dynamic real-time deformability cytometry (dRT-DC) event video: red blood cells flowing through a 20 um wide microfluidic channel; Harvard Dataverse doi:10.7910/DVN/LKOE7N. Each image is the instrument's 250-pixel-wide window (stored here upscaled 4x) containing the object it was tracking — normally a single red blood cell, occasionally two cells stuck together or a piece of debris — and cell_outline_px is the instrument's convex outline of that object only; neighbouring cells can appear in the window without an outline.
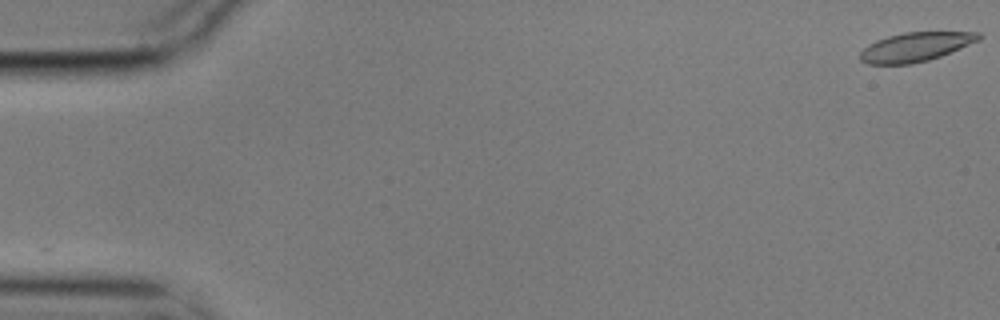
{"species": "common noctule bat (a hibernating species)", "species_latin": "Nyctalus noctula", "temperature_condition": "cold", "stored_images_in_passage": 3, "camera_frame_rate_fps": 3000, "um_per_image_px": 0.085, "animal": {"sex": "male", "body_mass_g": 17.9}, "frame": {"image": 1, "passage_image": 1, "time_ms": 0.0, "image_size_px": [1000, 320], "cell_outline_px": [[984, 36], [980, 40], [940, 56], [928, 60], [912, 64], [868, 64], [860, 60], [860, 52], [868, 44], [876, 40], [888, 36], [904, 32], [980, 32]], "centroid_in_image_um": [77.83, 3.98], "position_along_channel_um": 7.2, "area_um2": 20.11}}